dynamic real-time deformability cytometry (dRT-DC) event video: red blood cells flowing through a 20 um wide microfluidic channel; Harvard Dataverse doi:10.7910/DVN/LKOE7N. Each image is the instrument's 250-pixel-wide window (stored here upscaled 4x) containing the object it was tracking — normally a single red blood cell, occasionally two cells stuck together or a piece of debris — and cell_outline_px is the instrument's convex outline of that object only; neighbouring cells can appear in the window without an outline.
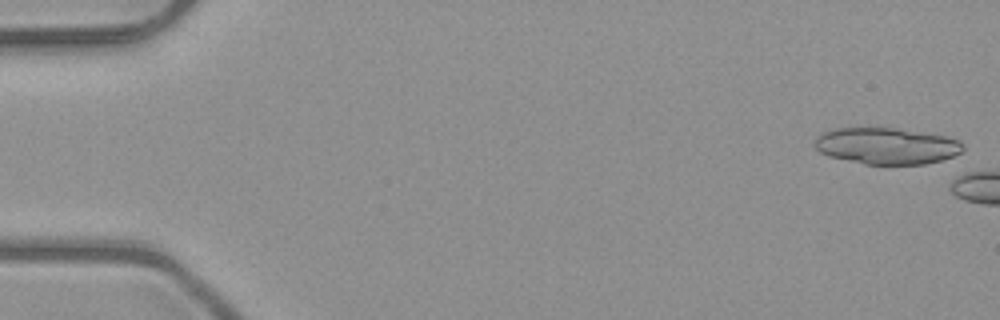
{"species": "common noctule bat (a hibernating species)", "species_latin": "Nyctalus noctula", "temperature_condition": "room temperature", "stored_images_in_passage": 5, "camera_frame_rate_fps": 3000, "um_per_image_px": 0.085, "animal": {"sex": "male", "body_mass_g": 23.1, "forearm_length_mm": 52.7}, "frame": {"image": 1, "passage_image": 1, "time_ms": 0.0, "image_size_px": [1000, 320], "cell_outline_px": [[964, 148], [960, 152], [952, 156], [940, 160], [924, 164], [864, 164], [828, 156], [820, 152], [812, 144], [820, 132], [836, 128], [892, 128], [944, 136], [960, 140], [964, 144]], "centroid_in_image_um": [75.31, 12.4], "position_along_channel_um": 9.7, "area_um2": 31.39}}